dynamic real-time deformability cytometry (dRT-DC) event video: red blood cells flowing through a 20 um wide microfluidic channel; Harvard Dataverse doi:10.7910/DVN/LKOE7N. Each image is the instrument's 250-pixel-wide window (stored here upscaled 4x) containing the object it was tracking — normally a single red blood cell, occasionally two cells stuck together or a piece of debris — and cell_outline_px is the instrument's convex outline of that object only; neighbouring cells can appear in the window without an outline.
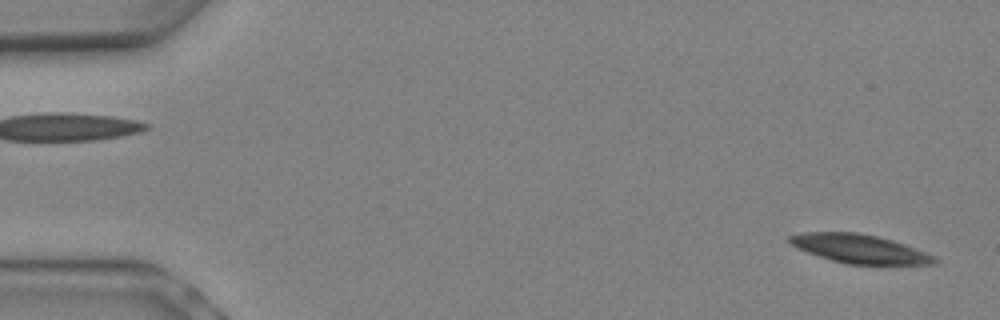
{"species": "Egyptian fruit bat (a non-hibernating species)", "species_latin": "Rousettus aegyptiacus", "temperature_condition": "warm", "stored_images_in_passage": 9, "camera_frame_rate_fps": 3000, "um_per_image_px": 0.085, "animal": {"sex": "female"}, "frame": {"image": 1, "passage_image": 1, "time_ms": 0.0, "image_size_px": [1000, 320], "cell_outline_px": [[940, 260], [936, 264], [848, 264], [832, 260], [796, 248], [788, 240], [788, 236], [800, 232], [856, 232], [876, 236], [892, 240], [936, 256]], "centroid_in_image_um": [73.06, 21.14], "position_along_channel_um": 11.9, "area_um2": 24.1}}
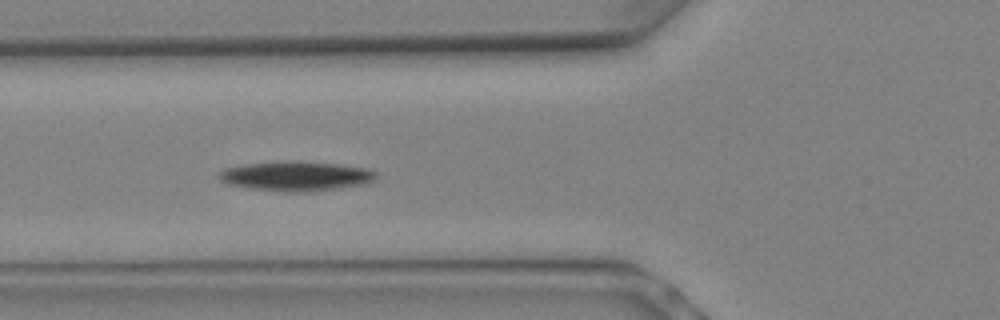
{"frame": {"image": 2, "passage_image": 8, "time_ms": 2.333, "image_size_px": [1000, 320], "cell_outline_px": [[376, 180], [368, 184], [340, 188], [304, 192], [284, 192], [248, 188], [228, 184], [220, 180], [216, 176], [216, 172], [224, 168], [244, 164], [276, 160], [296, 160], [336, 164], [372, 168], [376, 172]], "centroid_in_image_um": [25.15, 14.95], "position_along_channel_um": 100.7, "area_um2": 27.98}}